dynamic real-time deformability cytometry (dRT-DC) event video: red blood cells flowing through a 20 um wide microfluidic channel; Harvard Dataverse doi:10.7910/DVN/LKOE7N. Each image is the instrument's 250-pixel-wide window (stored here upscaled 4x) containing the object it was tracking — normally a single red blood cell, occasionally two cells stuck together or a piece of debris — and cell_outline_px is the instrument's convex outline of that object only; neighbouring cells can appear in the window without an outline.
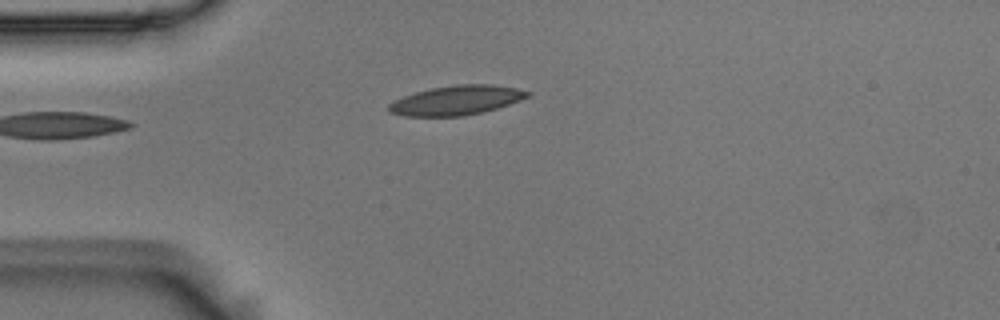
{"species": "Egyptian fruit bat (a non-hibernating species)", "species_latin": "Rousettus aegyptiacus", "temperature_condition": "room temperature", "stored_images_in_passage": 4, "camera_frame_rate_fps": 3000, "um_per_image_px": 0.085, "animal": {"sex": "male"}, "frame": {"image": 1, "passage_image": 4, "time_ms": 1.0, "image_size_px": [1000, 320], "cell_outline_px": [[532, 92], [528, 96], [520, 100], [484, 112], [464, 116], [404, 116], [388, 112], [388, 104], [404, 96], [416, 92], [432, 88], [456, 84], [492, 84], [516, 88]], "centroid_in_image_um": [38.79, 8.52], "position_along_channel_um": 46.2, "area_um2": 23.7}}